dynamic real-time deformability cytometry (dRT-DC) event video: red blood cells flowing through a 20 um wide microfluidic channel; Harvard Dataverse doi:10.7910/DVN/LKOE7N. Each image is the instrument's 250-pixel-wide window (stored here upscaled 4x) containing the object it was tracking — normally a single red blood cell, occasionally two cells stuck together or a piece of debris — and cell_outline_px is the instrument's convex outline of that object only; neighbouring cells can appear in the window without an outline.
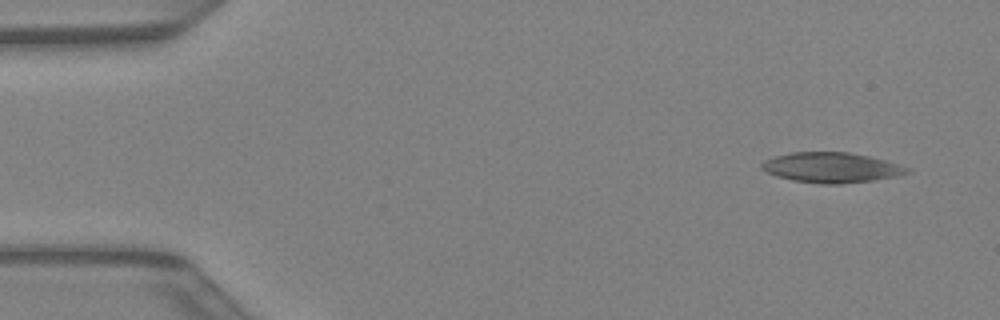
{"species": "Egyptian fruit bat (a non-hibernating species)", "species_latin": "Rousettus aegyptiacus", "temperature_condition": "warm", "stored_images_in_passage": 40, "camera_frame_rate_fps": 3000, "um_per_image_px": 0.085, "animal": {"sex": "female"}, "frame": {"image": 1, "passage_image": 1, "time_ms": 0.0, "image_size_px": [1000, 320], "cell_outline_px": [[912, 172], [900, 176], [876, 180], [840, 184], [824, 184], [792, 180], [776, 176], [760, 168], [760, 164], [764, 160], [776, 156], [792, 152], [848, 152], [868, 156], [884, 160], [912, 168]], "centroid_in_image_um": [70.71, 14.25], "position_along_channel_um": 14.3, "area_um2": 25.72}}
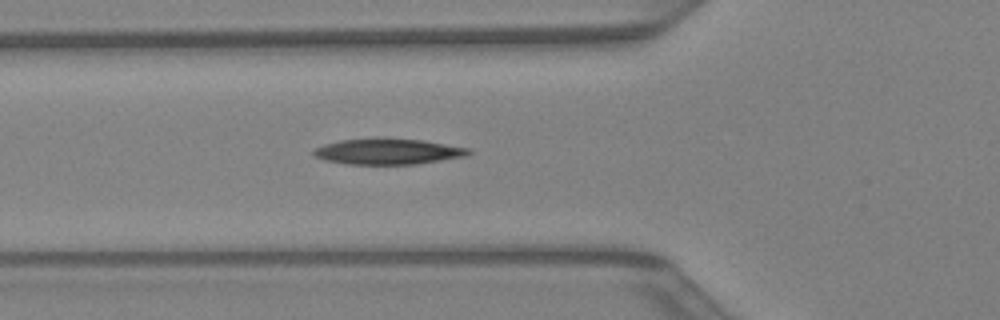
{"frame": {"image": 2, "passage_image": 13, "time_ms": 4.0, "image_size_px": [1000, 320], "cell_outline_px": [[472, 152], [464, 156], [416, 164], [348, 164], [324, 160], [316, 156], [312, 152], [312, 148], [324, 144], [340, 140], [380, 136], [424, 140], [472, 148]], "centroid_in_image_um": [32.96, 12.84], "position_along_channel_um": 92.8, "area_um2": 23.87}}
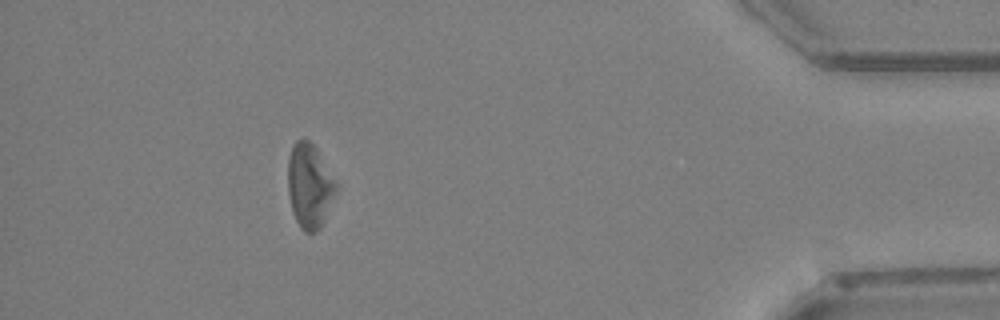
{"frame": {"image": 3, "passage_image": 36, "time_ms": 11.667, "image_size_px": [1000, 320], "cell_outline_px": [[340, 188], [320, 228], [316, 232], [304, 232], [300, 228], [296, 220], [292, 208], [288, 192], [288, 156], [292, 144], [296, 140], [308, 140], [316, 148], [340, 184]], "centroid_in_image_um": [26.36, 15.79], "position_along_channel_um": 408.8, "area_um2": 24.22}}